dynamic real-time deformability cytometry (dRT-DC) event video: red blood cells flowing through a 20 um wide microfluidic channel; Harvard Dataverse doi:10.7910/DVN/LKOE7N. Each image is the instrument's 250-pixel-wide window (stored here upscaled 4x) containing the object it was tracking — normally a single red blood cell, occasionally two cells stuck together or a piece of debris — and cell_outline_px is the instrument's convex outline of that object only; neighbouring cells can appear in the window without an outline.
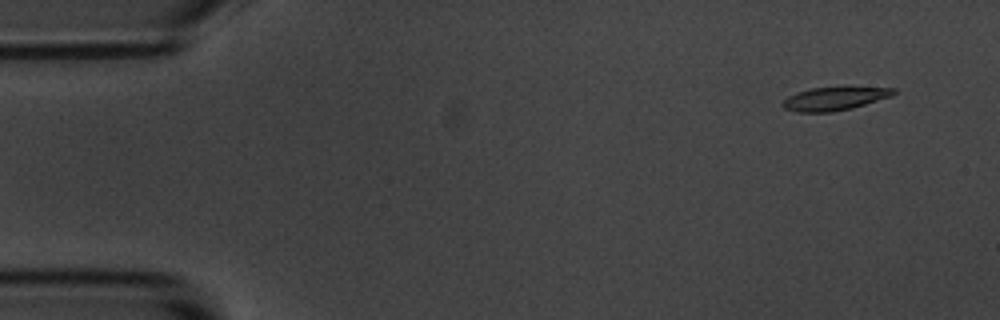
{"species": "common noctule bat (a hibernating species)", "species_latin": "Nyctalus noctula", "temperature_condition": "room temperature", "stored_images_in_passage": 4, "camera_frame_rate_fps": 3000, "um_per_image_px": 0.085, "animal": {"sex": "male", "body_mass_g": 20.1, "forearm_length_mm": 53.5}, "frame": {"image": 1, "passage_image": 1, "time_ms": 0.0, "image_size_px": [1000, 320], "cell_outline_px": [[896, 92], [892, 96], [852, 108], [832, 112], [800, 112], [784, 108], [780, 104], [788, 96], [796, 92], [812, 88], [896, 88]], "centroid_in_image_um": [70.9, 8.4], "position_along_channel_um": 14.1, "area_um2": 14.74}}
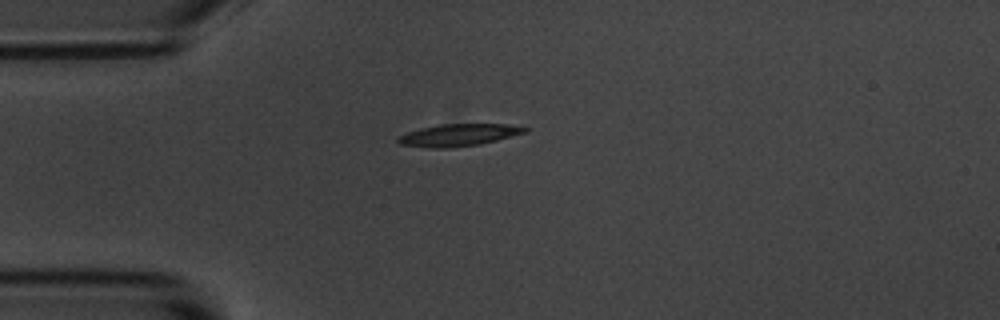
{"frame": {"image": 2, "passage_image": 4, "time_ms": 1.0, "image_size_px": [1000, 320], "cell_outline_px": [[528, 132], [480, 144], [444, 148], [428, 148], [400, 144], [396, 140], [400, 136], [408, 132], [420, 128], [440, 124], [508, 124], [528, 128]], "centroid_in_image_um": [38.98, 11.47], "position_along_channel_um": 46.0, "area_um2": 16.24}}